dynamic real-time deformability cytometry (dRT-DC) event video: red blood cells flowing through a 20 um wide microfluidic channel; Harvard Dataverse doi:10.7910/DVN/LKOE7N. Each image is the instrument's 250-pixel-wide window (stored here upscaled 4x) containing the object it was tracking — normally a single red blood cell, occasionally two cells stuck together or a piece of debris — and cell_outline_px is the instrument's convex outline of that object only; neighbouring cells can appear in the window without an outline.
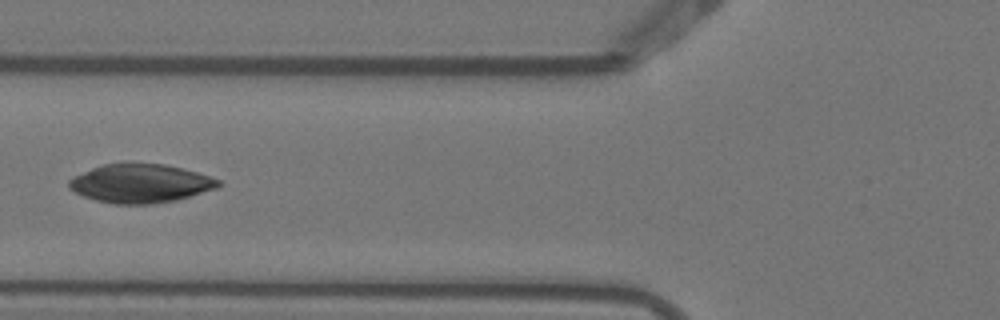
{"species": "Egyptian fruit bat (a non-hibernating species)", "species_latin": "Rousettus aegyptiacus", "temperature_condition": "warm", "stored_images_in_passage": 6, "camera_frame_rate_fps": 3000, "um_per_image_px": 0.085, "animal": {"sex": "female"}, "frame": {"image": 1, "passage_image": 6, "time_ms": 1.667, "image_size_px": [1000, 320], "cell_outline_px": [[220, 184], [216, 188], [176, 200], [152, 204], [112, 204], [96, 200], [84, 196], [68, 188], [68, 180], [72, 176], [92, 168], [104, 164], [128, 160], [164, 164], [196, 172], [220, 180]], "centroid_in_image_um": [11.87, 15.56], "position_along_channel_um": 113.9, "area_um2": 34.16}}